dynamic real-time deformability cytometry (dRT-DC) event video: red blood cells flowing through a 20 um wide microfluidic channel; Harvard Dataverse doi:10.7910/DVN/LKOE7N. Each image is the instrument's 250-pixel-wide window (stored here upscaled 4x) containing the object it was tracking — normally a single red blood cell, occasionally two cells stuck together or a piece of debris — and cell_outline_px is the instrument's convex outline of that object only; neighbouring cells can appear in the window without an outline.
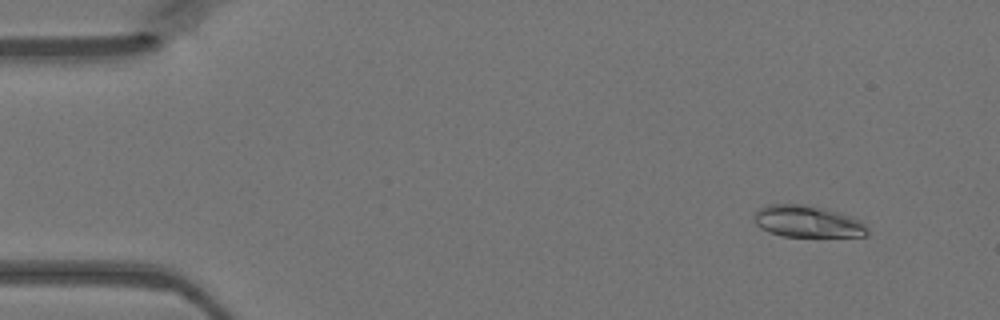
{"species": "Egyptian fruit bat (a non-hibernating species)", "species_latin": "Rousettus aegyptiacus", "temperature_condition": "warm", "stored_images_in_passage": 12, "camera_frame_rate_fps": 3000, "um_per_image_px": 0.085, "animal": {"sex": "female"}, "frame": {"image": 1, "passage_image": 5, "time_ms": 1.333, "image_size_px": [1000, 320], "cell_outline_px": [[868, 232], [864, 236], [784, 236], [768, 232], [760, 228], [756, 224], [752, 216], [760, 208], [768, 204], [808, 204], [824, 208], [852, 216], [860, 220], [868, 228]], "centroid_in_image_um": [68.62, 18.81], "position_along_channel_um": 16.4, "area_um2": 21.04}}